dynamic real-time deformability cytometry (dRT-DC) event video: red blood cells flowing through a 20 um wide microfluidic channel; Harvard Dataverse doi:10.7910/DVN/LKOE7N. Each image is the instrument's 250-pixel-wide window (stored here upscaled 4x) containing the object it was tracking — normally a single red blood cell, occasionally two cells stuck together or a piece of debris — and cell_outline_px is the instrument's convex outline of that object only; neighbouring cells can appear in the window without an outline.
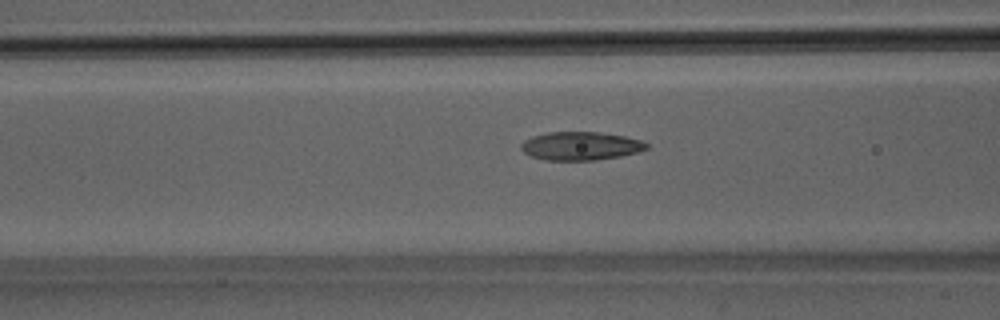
{"species": "Egyptian fruit bat (a non-hibernating species)", "species_latin": "Rousettus aegyptiacus", "temperature_condition": "room temperature", "stored_images_in_passage": 39, "camera_frame_rate_fps": 3000, "um_per_image_px": 0.085, "animal": {"sex": "male"}, "frame": {"image": 1, "passage_image": 9, "time_ms": 2.667, "image_size_px": [1000, 320], "cell_outline_px": [[648, 148], [636, 152], [620, 156], [592, 160], [544, 160], [532, 156], [524, 152], [520, 148], [520, 144], [524, 140], [532, 136], [548, 132], [600, 132], [624, 136], [640, 140], [648, 144]], "centroid_in_image_um": [49.32, 12.4], "position_along_channel_um": 117.3, "area_um2": 20.63}}
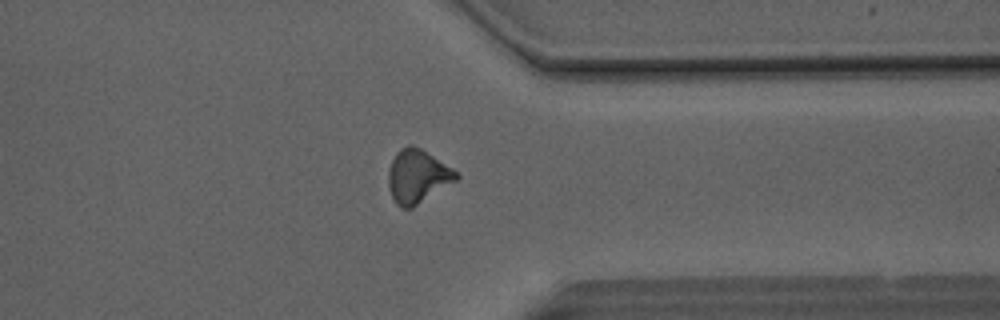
{"frame": {"image": 2, "passage_image": 28, "time_ms": 9.0, "image_size_px": [1000, 320], "cell_outline_px": [[460, 176], [456, 180], [412, 208], [400, 208], [396, 204], [392, 196], [388, 184], [388, 172], [392, 160], [396, 152], [400, 148], [408, 144], [412, 144], [420, 148], [460, 172]], "centroid_in_image_um": [35.49, 14.97], "position_along_channel_um": 375.9, "area_um2": 21.15}}
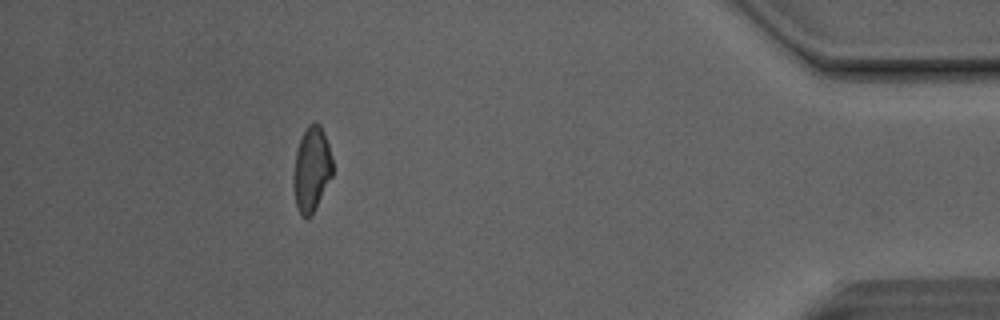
{"frame": {"image": 3, "passage_image": 34, "time_ms": 11.0, "image_size_px": [1000, 320], "cell_outline_px": [[332, 176], [312, 216], [300, 216], [296, 208], [292, 180], [296, 152], [300, 140], [308, 124], [316, 120], [320, 124], [328, 144], [332, 160]], "centroid_in_image_um": [26.47, 14.4], "position_along_channel_um": 408.7, "area_um2": 19.42}, "authors_computed_cell_mechanics": {"area_um2": 19.941, "velocity_mm_per_s": 4.1454, "shape_relaxation_time_tau1_ms": 6.5516, "shape_relaxation_time_tau2_ms": 2.1227, "deformation_change_tau1": 0.1905, "deformation_change_tau2": 0.079}}